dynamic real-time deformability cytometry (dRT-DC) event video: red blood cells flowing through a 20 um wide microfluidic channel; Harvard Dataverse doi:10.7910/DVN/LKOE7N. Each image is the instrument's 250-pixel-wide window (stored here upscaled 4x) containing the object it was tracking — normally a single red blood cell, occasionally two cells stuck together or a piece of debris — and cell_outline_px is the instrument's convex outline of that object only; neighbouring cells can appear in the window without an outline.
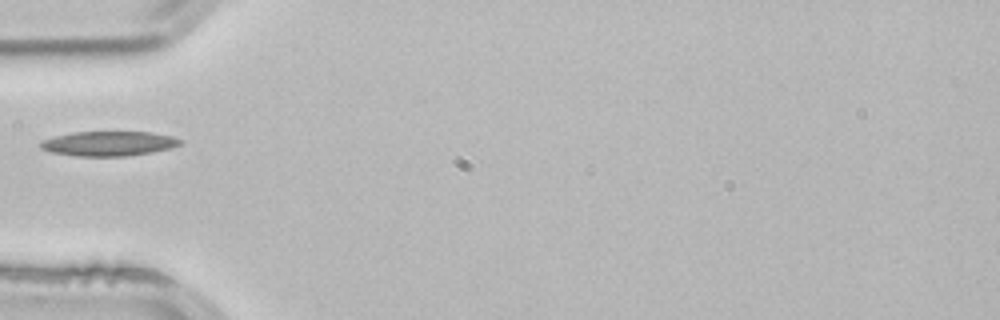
{"species": "common noctule bat (a hibernating species)", "species_latin": "Nyctalus noctula", "temperature_condition": "room temperature", "stored_images_in_passage": 2, "camera_frame_rate_fps": 3000, "um_per_image_px": 0.085, "animal": {"sex": "male", "body_mass_g": 21.5, "forearm_length_mm": 52.0}, "frame": {"image": 1, "passage_image": 2, "time_ms": 0.333, "image_size_px": [1000, 320], "cell_outline_px": [[184, 144], [172, 148], [152, 152], [124, 156], [76, 156], [52, 152], [40, 148], [40, 140], [72, 132], [152, 132], [172, 136], [184, 140]], "centroid_in_image_um": [9.29, 12.2], "position_along_channel_um": 75.7, "area_um2": 20.23}}